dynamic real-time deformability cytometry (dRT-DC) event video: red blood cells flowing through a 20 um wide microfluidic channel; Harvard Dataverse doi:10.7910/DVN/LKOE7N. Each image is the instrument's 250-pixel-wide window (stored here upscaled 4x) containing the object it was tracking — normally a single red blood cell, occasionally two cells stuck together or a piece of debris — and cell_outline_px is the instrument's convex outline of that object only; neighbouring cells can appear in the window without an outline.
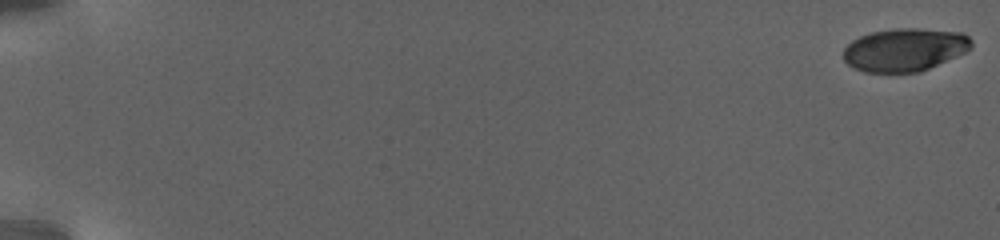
{"species": "human", "species_latin": "Homo sapiens", "temperature_condition": "warm", "stored_images_in_passage": 14, "camera_frame_rate_fps": 3000, "um_per_image_px": 0.085, "donor": {"sex": "female"}, "frame": {"image": 1, "passage_image": 1, "time_ms": 0.0, "image_size_px": [1000, 240], "cell_outline_px": [[972, 48], [956, 56], [920, 72], [864, 72], [848, 64], [844, 60], [844, 48], [852, 40], [860, 36], [872, 32], [896, 28], [920, 28], [964, 32], [972, 40]], "centroid_in_image_um": [76.92, 4.21], "position_along_channel_um": 8.1, "area_um2": 32.08}}
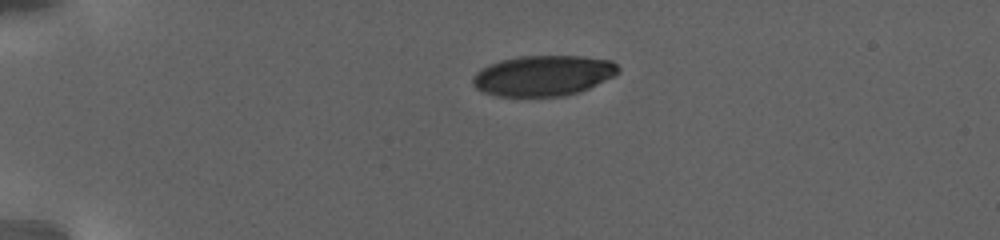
{"frame": {"image": 2, "passage_image": 10, "time_ms": 6.333, "image_size_px": [1000, 240], "cell_outline_px": [[620, 72], [580, 92], [564, 96], [496, 96], [484, 92], [476, 88], [472, 84], [472, 76], [480, 68], [488, 64], [500, 60], [520, 56], [580, 56], [612, 60], [620, 68]], "centroid_in_image_um": [46.14, 6.42], "position_along_channel_um": 38.9, "area_um2": 34.45}}
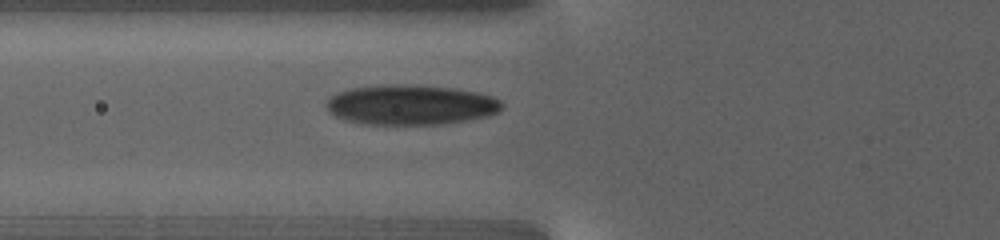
{"frame": {"image": 3, "passage_image": 14, "time_ms": 10.333, "image_size_px": [1000, 240], "cell_outline_px": [[504, 108], [500, 112], [488, 116], [464, 120], [436, 124], [364, 124], [348, 120], [336, 116], [328, 108], [328, 100], [332, 96], [340, 92], [352, 88], [392, 84], [396, 84], [452, 88], [476, 92], [492, 96], [500, 100], [504, 104]], "centroid_in_image_um": [34.99, 8.91], "position_along_channel_um": 90.8, "area_um2": 40.29}}